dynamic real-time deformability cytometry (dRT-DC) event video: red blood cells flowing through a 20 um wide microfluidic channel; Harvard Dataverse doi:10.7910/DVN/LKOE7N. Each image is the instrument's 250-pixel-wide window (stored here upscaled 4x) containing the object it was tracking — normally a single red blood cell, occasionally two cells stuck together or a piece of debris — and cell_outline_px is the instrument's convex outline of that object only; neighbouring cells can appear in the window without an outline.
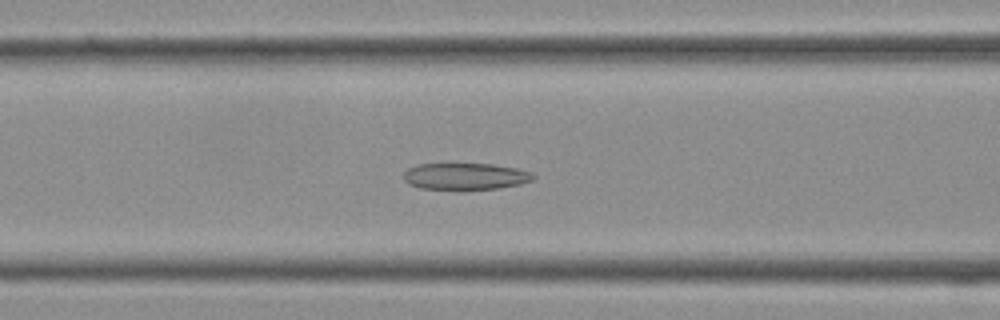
{"species": "Egyptian fruit bat (a non-hibernating species)", "species_latin": "Rousettus aegyptiacus", "temperature_condition": "cold", "stored_images_in_passage": 37, "camera_frame_rate_fps": 3000, "um_per_image_px": 0.085, "frame": {"image": 1, "passage_image": 15, "time_ms": 4.667, "image_size_px": [1000, 320], "cell_outline_px": [[536, 176], [532, 180], [520, 184], [496, 188], [420, 188], [408, 184], [404, 180], [404, 172], [408, 168], [416, 164], [492, 164], [516, 168], [532, 172]], "centroid_in_image_um": [39.55, 14.96], "position_along_channel_um": 127.1, "area_um2": 19.77}}
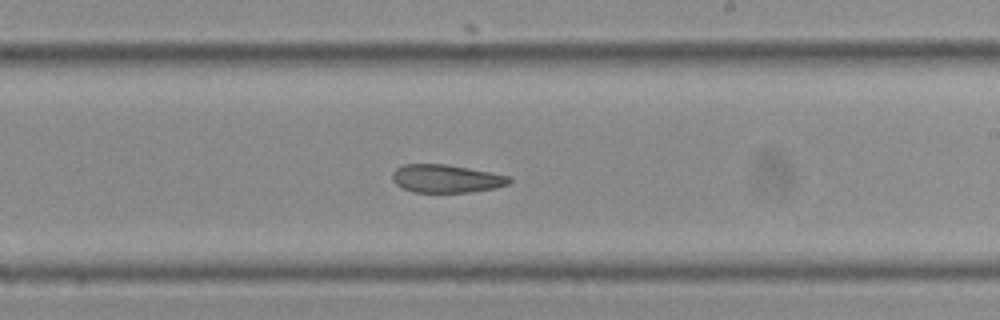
{"frame": {"image": 2, "passage_image": 22, "time_ms": 7.0, "image_size_px": [1000, 320], "cell_outline_px": [[512, 180], [508, 184], [496, 188], [472, 192], [412, 192], [396, 184], [392, 180], [392, 172], [396, 168], [404, 164], [444, 164], [468, 168], [512, 176]], "centroid_in_image_um": [37.94, 15.18], "position_along_channel_um": 251.1, "area_um2": 19.19}}
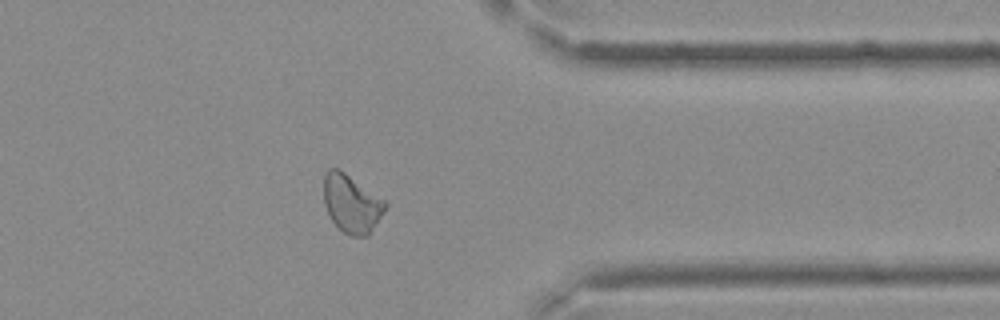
{"frame": {"image": 3, "passage_image": 30, "time_ms": 9.667, "image_size_px": [1000, 320], "cell_outline_px": [[388, 204], [368, 236], [348, 236], [332, 220], [324, 204], [324, 176], [328, 168], [340, 168], [384, 200]], "centroid_in_image_um": [29.87, 17.29], "position_along_channel_um": 381.5, "area_um2": 20.63}}